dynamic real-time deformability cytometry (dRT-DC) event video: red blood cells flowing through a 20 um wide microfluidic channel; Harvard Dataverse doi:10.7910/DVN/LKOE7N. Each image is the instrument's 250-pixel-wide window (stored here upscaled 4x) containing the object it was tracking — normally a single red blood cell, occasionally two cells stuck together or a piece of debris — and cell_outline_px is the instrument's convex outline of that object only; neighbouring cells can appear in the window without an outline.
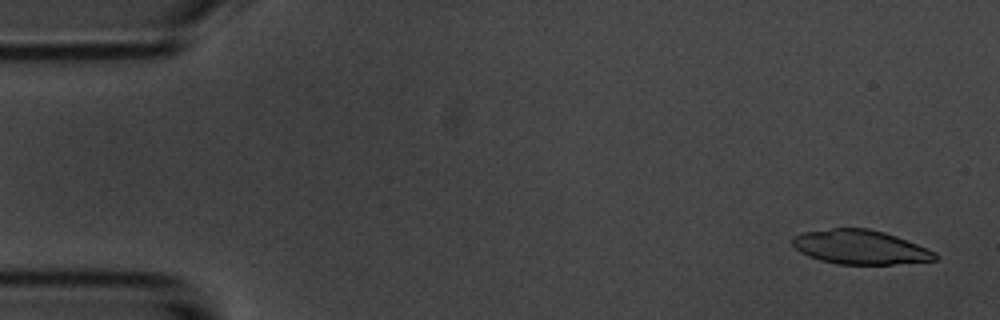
{"species": "common noctule bat (a hibernating species)", "species_latin": "Nyctalus noctula", "temperature_condition": "room temperature", "stored_images_in_passage": 8, "camera_frame_rate_fps": 3000, "um_per_image_px": 0.085, "animal": {"sex": "male", "body_mass_g": 20.1, "forearm_length_mm": 53.5}, "frame": {"image": 1, "passage_image": 1, "time_ms": 0.0, "image_size_px": [1000, 320], "cell_outline_px": [[936, 260], [892, 264], [836, 264], [820, 260], [808, 256], [800, 252], [792, 244], [792, 236], [804, 232], [832, 228], [868, 228], [884, 232], [896, 236], [936, 252]], "centroid_in_image_um": [73.08, 21.0], "position_along_channel_um": 11.9, "area_um2": 28.26}}